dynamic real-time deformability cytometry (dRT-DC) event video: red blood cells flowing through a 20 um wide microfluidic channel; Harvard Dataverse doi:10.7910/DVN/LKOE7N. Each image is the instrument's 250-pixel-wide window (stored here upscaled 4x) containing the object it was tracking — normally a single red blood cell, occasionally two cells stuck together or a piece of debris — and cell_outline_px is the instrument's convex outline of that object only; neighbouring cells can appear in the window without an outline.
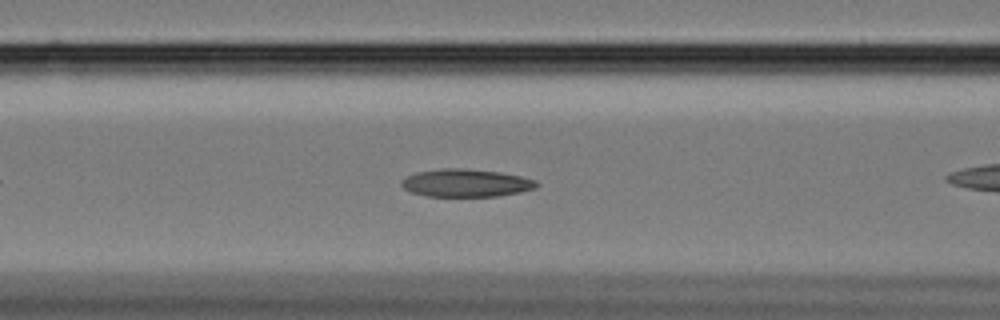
{"species": "Egyptian fruit bat (a non-hibernating species)", "species_latin": "Rousettus aegyptiacus", "temperature_condition": "cold", "stored_images_in_passage": 28, "camera_frame_rate_fps": 3000, "um_per_image_px": 0.085, "animal": {"sex": "female"}, "frame": {"image": 1, "passage_image": 4, "time_ms": 1.0, "image_size_px": [1000, 320], "cell_outline_px": [[540, 184], [536, 188], [520, 192], [496, 196], [424, 196], [412, 192], [404, 188], [400, 184], [400, 180], [416, 172], [444, 168], [464, 168], [500, 172], [520, 176], [536, 180]], "centroid_in_image_um": [39.61, 15.55], "position_along_channel_um": 127.0, "area_um2": 21.91}}
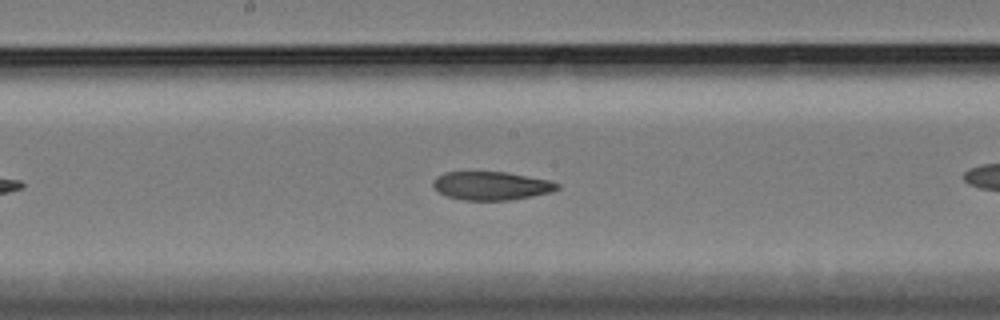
{"frame": {"image": 2, "passage_image": 11, "time_ms": 3.333, "image_size_px": [1000, 320], "cell_outline_px": [[560, 188], [548, 192], [532, 196], [512, 200], [464, 200], [444, 196], [436, 192], [432, 184], [436, 176], [444, 172], [504, 172], [548, 180], [560, 184]], "centroid_in_image_um": [41.69, 15.8], "position_along_channel_um": 206.5, "area_um2": 20.58}}
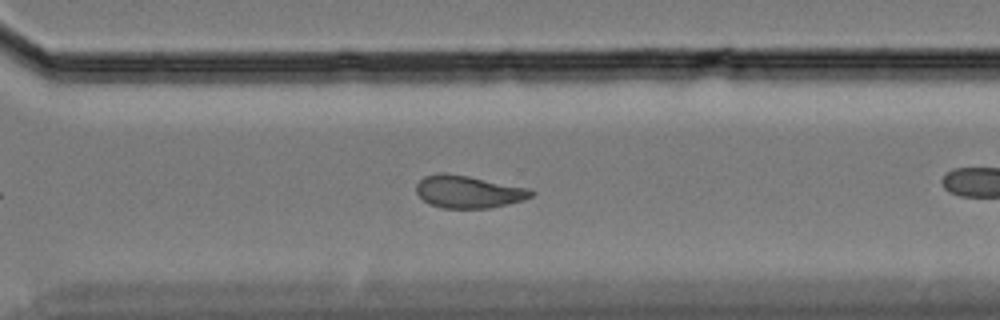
{"frame": {"image": 3, "passage_image": 22, "time_ms": 7.0, "image_size_px": [1000, 320], "cell_outline_px": [[536, 192], [532, 196], [524, 200], [508, 204], [488, 208], [444, 208], [432, 204], [424, 200], [416, 192], [416, 184], [424, 176], [436, 172], [444, 172], [468, 176], [528, 188]], "centroid_in_image_um": [39.81, 16.29], "position_along_channel_um": 330.8, "area_um2": 21.68}}